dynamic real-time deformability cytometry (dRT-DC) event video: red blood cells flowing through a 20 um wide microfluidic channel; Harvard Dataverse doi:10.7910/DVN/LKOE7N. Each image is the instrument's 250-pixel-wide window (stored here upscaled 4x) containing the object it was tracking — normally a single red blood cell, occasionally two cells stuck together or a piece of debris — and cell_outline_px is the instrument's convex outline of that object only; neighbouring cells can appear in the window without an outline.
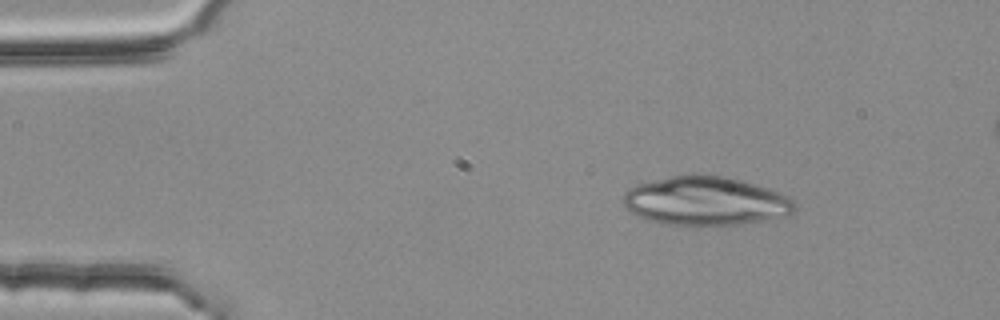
{"species": "common noctule bat (a hibernating species)", "species_latin": "Nyctalus noctula", "temperature_condition": "room temperature", "stored_images_in_passage": 4, "camera_frame_rate_fps": 3000, "um_per_image_px": 0.085, "animal": {"sex": "female", "body_mass_g": 25.1}, "frame": {"image": 1, "passage_image": 1, "time_ms": 0.0, "image_size_px": [1000, 320], "cell_outline_px": [[796, 212], [788, 216], [768, 220], [744, 224], [696, 228], [664, 224], [648, 220], [632, 212], [624, 204], [624, 192], [628, 188], [636, 184], [672, 176], [692, 172], [724, 176], [768, 188], [792, 200], [796, 204]], "centroid_in_image_um": [59.98, 17.11], "position_along_channel_um": 25.0, "area_um2": 49.88}}